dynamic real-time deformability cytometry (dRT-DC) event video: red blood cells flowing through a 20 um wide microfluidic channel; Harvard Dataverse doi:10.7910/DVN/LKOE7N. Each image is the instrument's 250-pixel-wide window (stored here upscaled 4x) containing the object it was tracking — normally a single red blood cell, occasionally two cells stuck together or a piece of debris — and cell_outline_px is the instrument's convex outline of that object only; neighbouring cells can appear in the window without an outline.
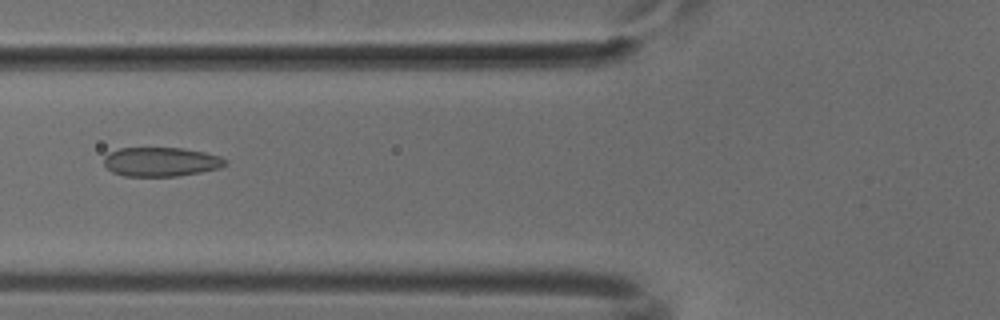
{"species": "common noctule bat (a hibernating species)", "species_latin": "Nyctalus noctula", "temperature_condition": "cold", "stored_images_in_passage": 53, "camera_frame_rate_fps": 3000, "um_per_image_px": 0.085, "animal": {"sex": "male", "body_mass_g": 18.8}, "frame": {"image": 1, "passage_image": 20, "time_ms": 6.333, "image_size_px": [1000, 320], "cell_outline_px": [[228, 164], [220, 168], [200, 172], [176, 176], [124, 176], [112, 172], [104, 164], [104, 156], [108, 152], [120, 148], [180, 148], [204, 152], [220, 156], [228, 160]], "centroid_in_image_um": [13.69, 13.75], "position_along_channel_um": 112.1, "area_um2": 20.69}}
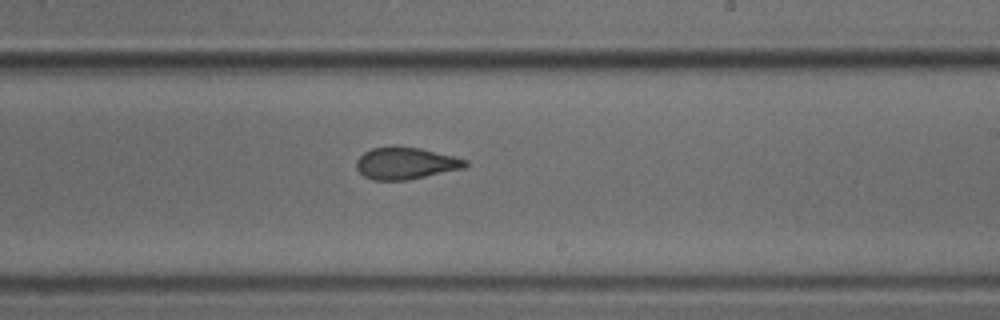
{"frame": {"image": 2, "passage_image": 31, "time_ms": 10.0, "image_size_px": [1000, 320], "cell_outline_px": [[468, 164], [464, 168], [408, 180], [372, 180], [364, 176], [356, 168], [356, 160], [364, 152], [372, 148], [420, 148], [468, 160]], "centroid_in_image_um": [34.48, 13.91], "position_along_channel_um": 254.5, "area_um2": 19.83}}
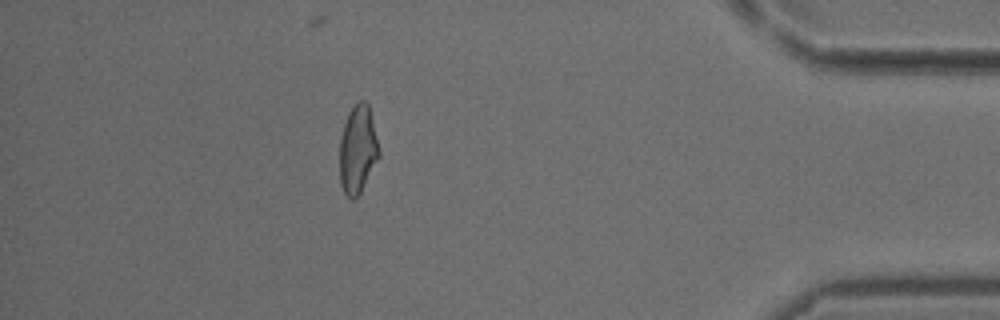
{"frame": {"image": 3, "passage_image": 46, "time_ms": 15.0, "image_size_px": [1000, 320], "cell_outline_px": [[380, 156], [360, 192], [352, 200], [344, 192], [340, 184], [340, 140], [344, 124], [348, 112], [360, 100], [364, 100], [368, 104], [380, 152]], "centroid_in_image_um": [30.4, 12.71], "position_along_channel_um": 404.8, "area_um2": 19.88}}